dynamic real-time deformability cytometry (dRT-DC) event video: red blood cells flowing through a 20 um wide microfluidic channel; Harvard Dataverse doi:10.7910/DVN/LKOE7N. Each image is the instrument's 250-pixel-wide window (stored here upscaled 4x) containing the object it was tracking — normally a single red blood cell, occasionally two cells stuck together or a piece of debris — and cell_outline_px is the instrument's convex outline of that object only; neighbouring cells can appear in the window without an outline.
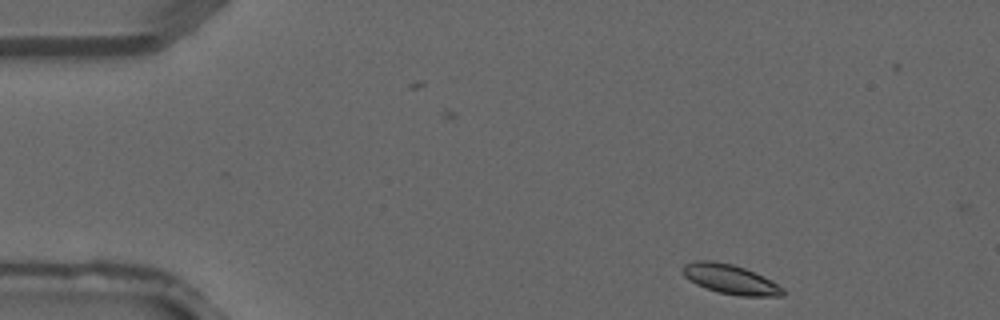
{"species": "common noctule bat (a hibernating species)", "species_latin": "Nyctalus noctula", "temperature_condition": "warm", "stored_images_in_passage": 3, "camera_frame_rate_fps": 3000, "um_per_image_px": 0.085, "animal": {"sex": "male", "forearm_length_mm": 52.5}, "frame": {"image": 1, "passage_image": 1, "time_ms": 0.0, "image_size_px": [1000, 320], "cell_outline_px": [[784, 296], [740, 296], [720, 292], [704, 288], [696, 284], [684, 276], [680, 268], [684, 264], [696, 260], [712, 260], [732, 264], [744, 268], [784, 288]], "centroid_in_image_um": [62.01, 23.73], "position_along_channel_um": 23.0, "area_um2": 17.05}}
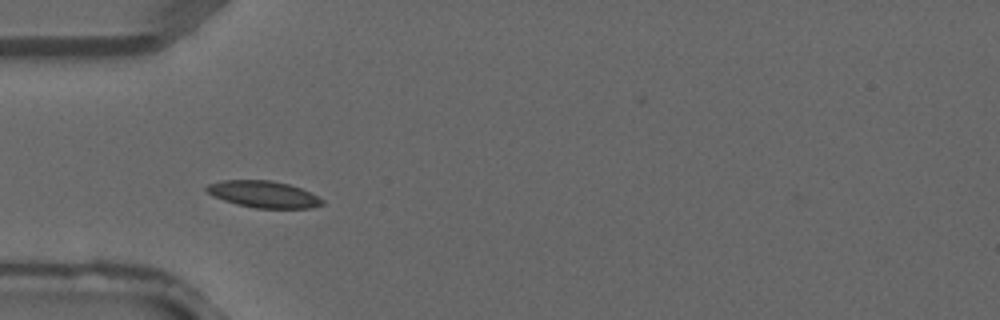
{"frame": {"image": 2, "passage_image": 3, "time_ms": 0.667, "image_size_px": [1000, 320], "cell_outline_px": [[324, 204], [312, 208], [256, 208], [236, 204], [212, 196], [204, 188], [208, 184], [220, 180], [272, 180], [288, 184], [300, 188], [324, 200]], "centroid_in_image_um": [22.37, 16.51], "position_along_channel_um": 62.6, "area_um2": 17.98}}